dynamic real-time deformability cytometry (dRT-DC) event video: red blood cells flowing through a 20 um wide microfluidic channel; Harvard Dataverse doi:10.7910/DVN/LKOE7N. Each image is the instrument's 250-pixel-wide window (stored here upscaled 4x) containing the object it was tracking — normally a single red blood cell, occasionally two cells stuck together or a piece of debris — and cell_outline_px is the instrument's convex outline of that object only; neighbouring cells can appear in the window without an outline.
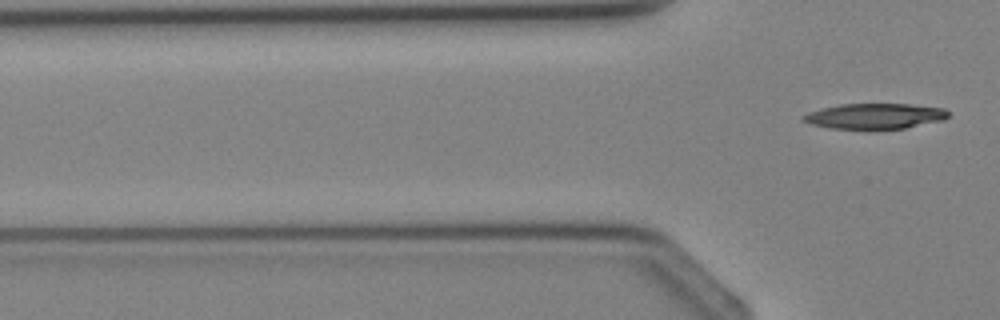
{"species": "Egyptian fruit bat (a non-hibernating species)", "species_latin": "Rousettus aegyptiacus", "temperature_condition": "cold", "stored_images_in_passage": 4, "camera_frame_rate_fps": 3000, "um_per_image_px": 0.085, "animal": {"sex": "female"}, "frame": {"image": 1, "passage_image": 4, "time_ms": 4.333, "image_size_px": [1000, 320], "cell_outline_px": [[948, 116], [944, 120], [904, 128], [868, 132], [828, 128], [812, 124], [804, 120], [800, 116], [808, 112], [840, 104], [908, 104], [944, 108], [948, 112]], "centroid_in_image_um": [74.33, 9.91], "position_along_channel_um": 51.5, "area_um2": 22.25}}